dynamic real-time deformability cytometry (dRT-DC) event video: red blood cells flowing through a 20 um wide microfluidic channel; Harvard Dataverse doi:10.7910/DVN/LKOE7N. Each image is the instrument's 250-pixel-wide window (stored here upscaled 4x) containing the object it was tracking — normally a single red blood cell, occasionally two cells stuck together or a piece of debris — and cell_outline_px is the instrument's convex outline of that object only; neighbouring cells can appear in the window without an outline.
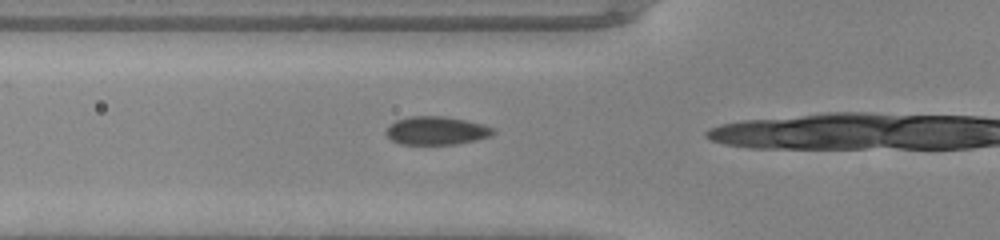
{"species": "common noctule bat (a hibernating species)", "species_latin": "Nyctalus noctula", "temperature_condition": "warm", "stored_images_in_passage": 15, "camera_frame_rate_fps": 3000, "um_per_image_px": 0.085, "animal": {"sex": "male", "body_mass_g": 20.0, "forearm_length_mm": 53.3}, "frame": {"image": 1, "passage_image": 11, "time_ms": 3.333, "image_size_px": [1000, 240], "cell_outline_px": [[496, 132], [492, 136], [476, 140], [456, 144], [400, 144], [392, 140], [384, 132], [396, 120], [412, 116], [444, 116], [484, 124], [492, 128]], "centroid_in_image_um": [37.12, 11.11], "position_along_channel_um": 88.7, "area_um2": 17.57}}
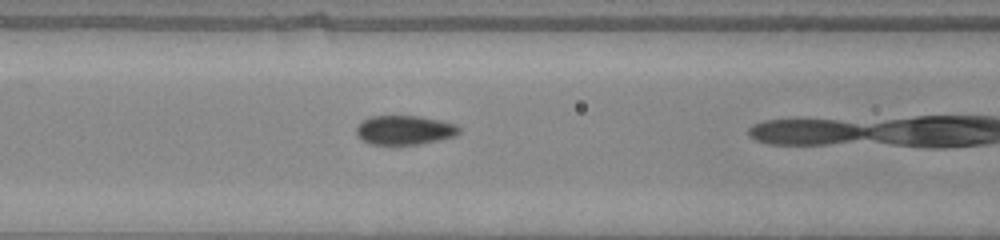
{"frame": {"image": 2, "passage_image": 14, "time_ms": 4.333, "image_size_px": [1000, 240], "cell_outline_px": [[460, 132], [456, 136], [420, 144], [368, 144], [360, 140], [356, 136], [356, 128], [368, 116], [420, 116], [440, 120], [456, 124], [460, 128]], "centroid_in_image_um": [34.38, 11.06], "position_along_channel_um": 132.2, "area_um2": 17.63}}